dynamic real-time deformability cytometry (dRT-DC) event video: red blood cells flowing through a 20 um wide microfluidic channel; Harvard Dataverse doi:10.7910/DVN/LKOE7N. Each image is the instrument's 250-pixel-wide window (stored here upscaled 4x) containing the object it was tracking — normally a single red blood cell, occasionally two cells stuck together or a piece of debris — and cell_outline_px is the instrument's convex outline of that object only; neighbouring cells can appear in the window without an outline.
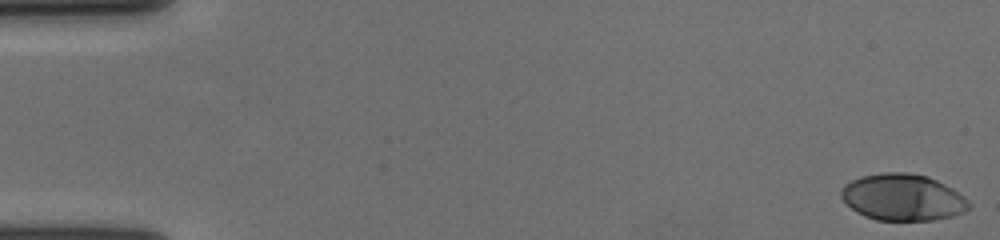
{"species": "human", "species_latin": "Homo sapiens", "temperature_condition": "cold", "stored_images_in_passage": 57, "camera_frame_rate_fps": 3000, "um_per_image_px": 0.085, "donor": {"sex": "female"}, "frame": {"image": 1, "passage_image": 1, "time_ms": 0.0, "image_size_px": [1000, 240], "cell_outline_px": [[968, 208], [964, 212], [952, 216], [932, 220], [876, 220], [864, 216], [856, 212], [840, 196], [840, 188], [844, 184], [860, 176], [880, 172], [908, 172], [928, 176], [952, 188], [964, 196], [968, 200]], "centroid_in_image_um": [76.7, 16.76], "position_along_channel_um": 8.3, "area_um2": 34.8}}
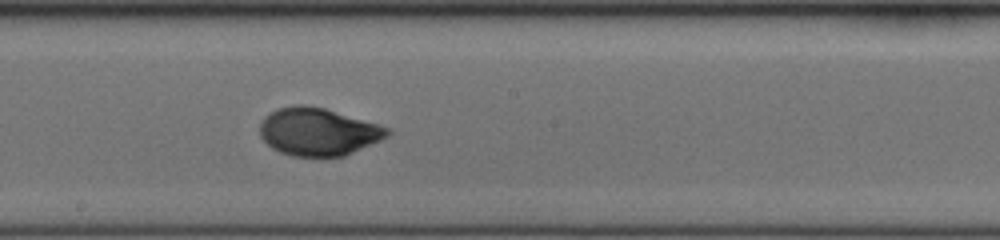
{"frame": {"image": 2, "passage_image": 32, "time_ms": 10.333, "image_size_px": [1000, 240], "cell_outline_px": [[392, 132], [388, 136], [380, 140], [344, 156], [292, 156], [280, 152], [272, 148], [260, 136], [260, 124], [264, 116], [268, 112], [276, 108], [296, 104], [304, 104], [324, 108], [392, 128]], "centroid_in_image_um": [27.03, 11.18], "position_along_channel_um": 221.2, "area_um2": 35.55}}
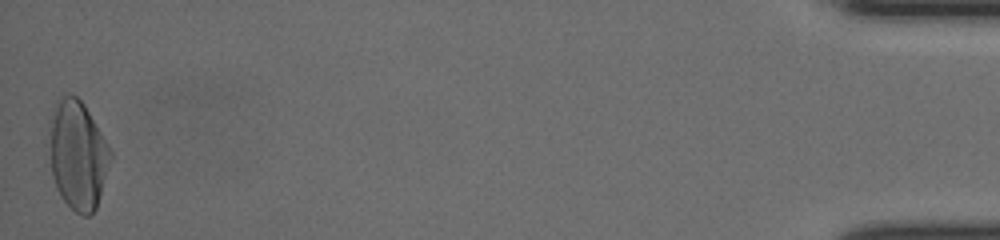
{"frame": {"image": 3, "passage_image": 57, "time_ms": 18.667, "image_size_px": [1000, 240], "cell_outline_px": [[112, 156], [96, 208], [88, 216], [84, 216], [76, 212], [60, 196], [56, 188], [52, 176], [52, 120], [56, 100], [64, 96], [76, 96], [84, 104], [112, 148]], "centroid_in_image_um": [6.67, 13.2], "position_along_channel_um": 428.5, "area_um2": 37.86}, "authors_computed_cell_mechanics": {"area_um2": 34.8534, "velocity_mm_per_s": 3.6275, "shape_relaxation_time_tau1_ms": 3.7911, "shape_relaxation_time_tau2_ms": null, "deformation_change_tau1": 0.1682, "deformation_change_tau2": null}}